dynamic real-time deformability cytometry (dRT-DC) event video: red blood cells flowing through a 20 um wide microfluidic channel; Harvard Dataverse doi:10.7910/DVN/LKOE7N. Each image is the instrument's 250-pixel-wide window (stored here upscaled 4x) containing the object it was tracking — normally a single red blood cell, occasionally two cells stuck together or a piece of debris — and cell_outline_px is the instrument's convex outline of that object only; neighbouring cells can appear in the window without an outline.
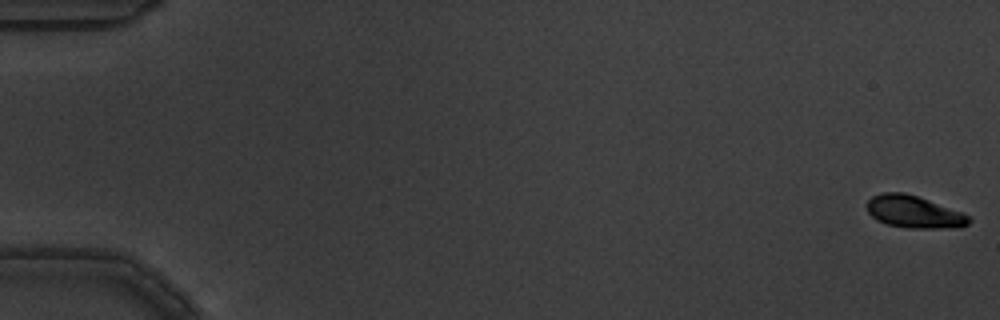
{"species": "common noctule bat (a hibernating species)", "species_latin": "Nyctalus noctula", "temperature_condition": "warm", "stored_images_in_passage": 6, "camera_frame_rate_fps": 3000, "um_per_image_px": 0.085, "animal": {"sex": "male", "body_mass_g": 19.5, "forearm_length_mm": 54.6}, "frame": {"image": 1, "passage_image": 1, "time_ms": 0.0, "image_size_px": [1000, 320], "cell_outline_px": [[972, 220], [968, 224], [960, 228], [908, 228], [888, 224], [876, 220], [868, 212], [868, 200], [872, 196], [884, 192], [904, 192], [964, 212], [972, 216]], "centroid_in_image_um": [77.75, 18.02], "position_along_channel_um": 7.2, "area_um2": 19.31}}
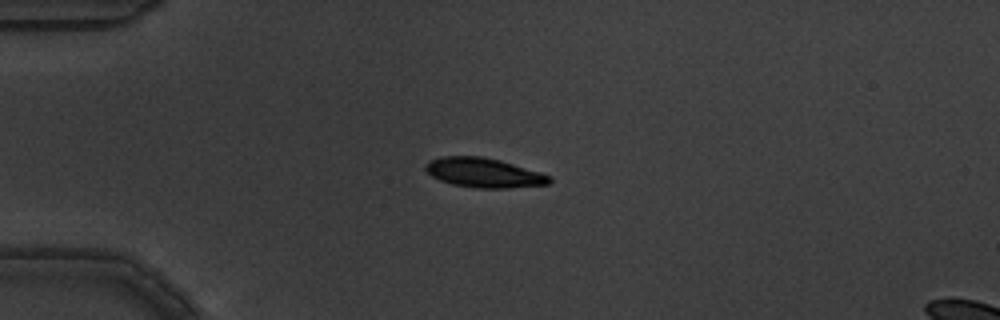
{"frame": {"image": 2, "passage_image": 4, "time_ms": 1.0, "image_size_px": [1000, 320], "cell_outline_px": [[552, 180], [548, 184], [504, 188], [476, 188], [452, 184], [440, 180], [432, 176], [424, 168], [424, 164], [428, 160], [440, 156], [484, 156], [500, 160], [540, 172], [552, 176]], "centroid_in_image_um": [41.09, 14.67], "position_along_channel_um": 43.9, "area_um2": 21.39}}